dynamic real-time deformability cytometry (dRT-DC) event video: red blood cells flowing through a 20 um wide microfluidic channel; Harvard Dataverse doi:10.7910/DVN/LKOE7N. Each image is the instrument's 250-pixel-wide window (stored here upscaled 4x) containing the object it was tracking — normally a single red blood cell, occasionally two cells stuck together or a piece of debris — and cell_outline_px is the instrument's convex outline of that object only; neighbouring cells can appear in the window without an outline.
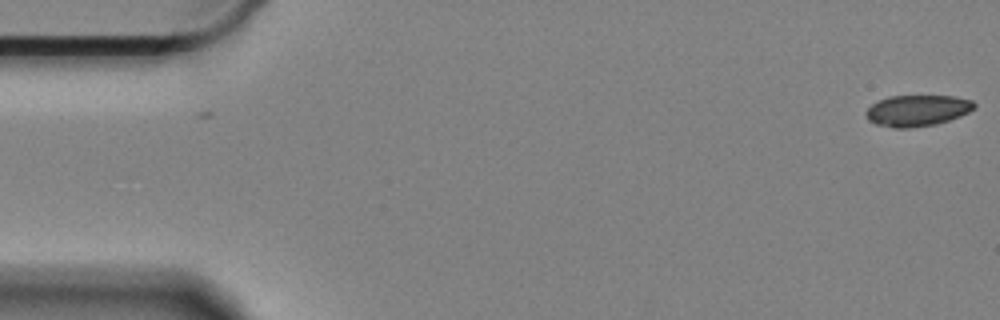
{"species": "Egyptian fruit bat (a non-hibernating species)", "species_latin": "Rousettus aegyptiacus", "temperature_condition": "cold", "stored_images_in_passage": 60, "camera_frame_rate_fps": 3000, "um_per_image_px": 0.085, "animal": {"sex": "female"}, "frame": {"image": 1, "passage_image": 1, "time_ms": 0.0, "image_size_px": [1000, 320], "cell_outline_px": [[976, 104], [968, 112], [960, 116], [936, 124], [912, 128], [892, 128], [876, 124], [868, 120], [864, 112], [872, 104], [888, 96], [952, 96], [972, 100]], "centroid_in_image_um": [77.93, 9.4], "position_along_channel_um": 7.1, "area_um2": 19.65}}
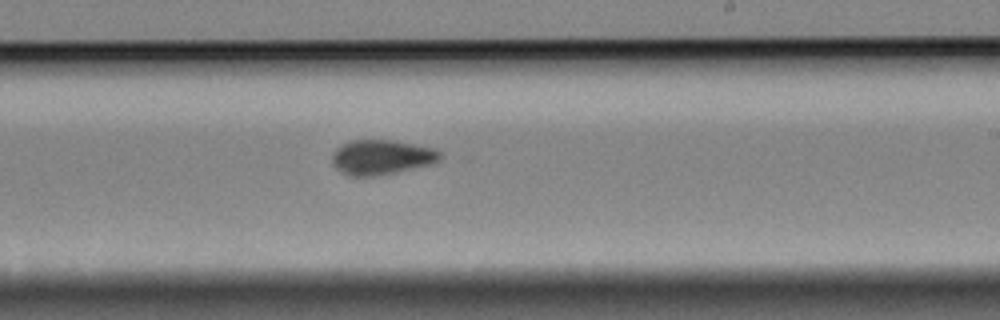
{"frame": {"image": 2, "passage_image": 35, "time_ms": 11.333, "image_size_px": [1000, 320], "cell_outline_px": [[440, 160], [432, 164], [396, 172], [372, 176], [348, 176], [340, 172], [332, 164], [332, 156], [336, 148], [340, 144], [352, 140], [392, 140], [432, 148], [440, 152]], "centroid_in_image_um": [32.38, 13.37], "position_along_channel_um": 256.6, "area_um2": 21.85}}
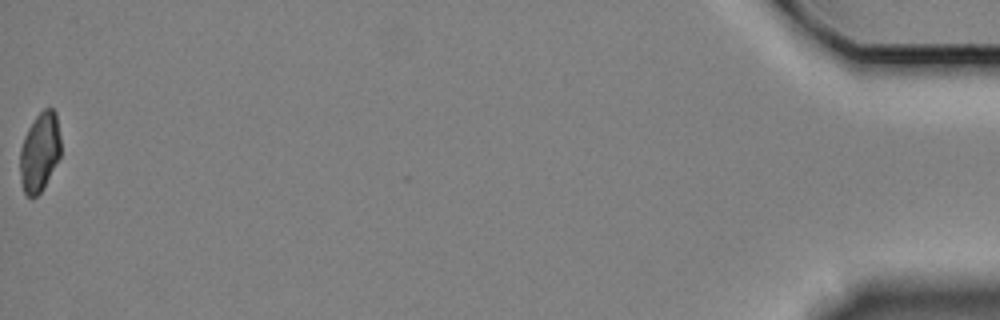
{"frame": {"image": 3, "passage_image": 60, "time_ms": 19.667, "image_size_px": [1000, 320], "cell_outline_px": [[60, 156], [44, 188], [32, 200], [24, 192], [20, 180], [20, 148], [24, 136], [28, 128], [36, 116], [44, 108], [52, 108], [56, 112], [60, 136]], "centroid_in_image_um": [3.36, 12.94], "position_along_channel_um": 431.8, "area_um2": 18.96}, "authors_computed_cell_mechanics": {"area_um2": 21.0392, "velocity_mm_per_s": 3.3112, "shape_relaxation_time_tau1_ms": 7.2746, "shape_relaxation_time_tau2_ms": 1.4842, "deformation_change_tau1": 0.0995, "deformation_change_tau2": 0.0419}}